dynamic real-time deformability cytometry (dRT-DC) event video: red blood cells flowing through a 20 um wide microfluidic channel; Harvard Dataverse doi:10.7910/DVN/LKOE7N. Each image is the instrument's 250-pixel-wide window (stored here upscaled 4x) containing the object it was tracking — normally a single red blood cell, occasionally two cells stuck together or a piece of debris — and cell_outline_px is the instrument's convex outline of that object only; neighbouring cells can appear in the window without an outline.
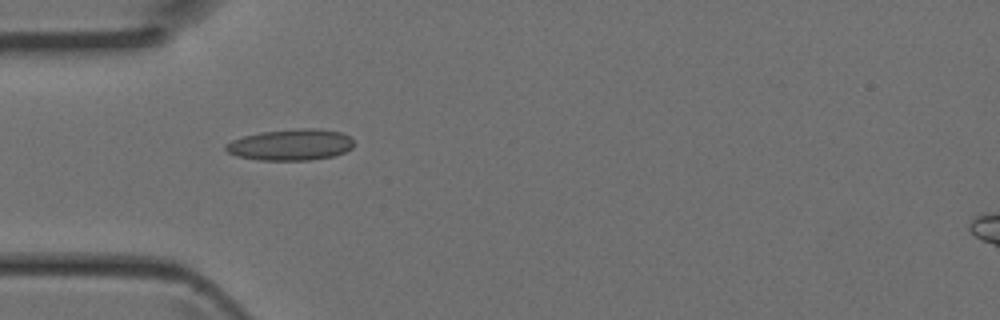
{"species": "Egyptian fruit bat (a non-hibernating species)", "species_latin": "Rousettus aegyptiacus", "temperature_condition": "room temperature", "stored_images_in_passage": 31, "camera_frame_rate_fps": 3000, "um_per_image_px": 0.085, "animal": {"sex": "female"}, "frame": {"image": 1, "passage_image": 1, "time_ms": 0.0, "image_size_px": [1000, 320], "cell_outline_px": [[352, 148], [344, 152], [332, 156], [308, 160], [260, 160], [236, 156], [228, 152], [224, 148], [224, 144], [232, 140], [244, 136], [260, 132], [300, 128], [316, 128], [340, 132], [348, 136], [352, 140]], "centroid_in_image_um": [24.67, 12.3], "position_along_channel_um": 60.3, "area_um2": 23.24}}
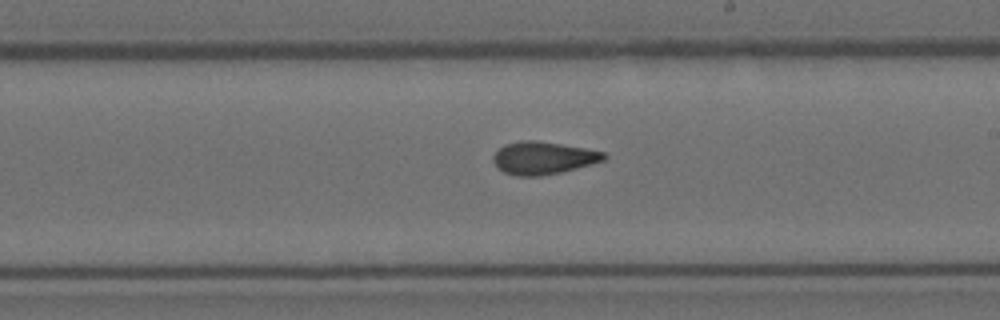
{"frame": {"image": 2, "passage_image": 13, "time_ms": 4.0, "image_size_px": [1000, 320], "cell_outline_px": [[608, 156], [604, 160], [592, 164], [560, 172], [540, 176], [516, 176], [504, 172], [496, 168], [492, 160], [492, 156], [504, 144], [524, 140], [536, 140], [584, 148], [604, 152]], "centroid_in_image_um": [46.14, 13.43], "position_along_channel_um": 242.9, "area_um2": 21.04}}
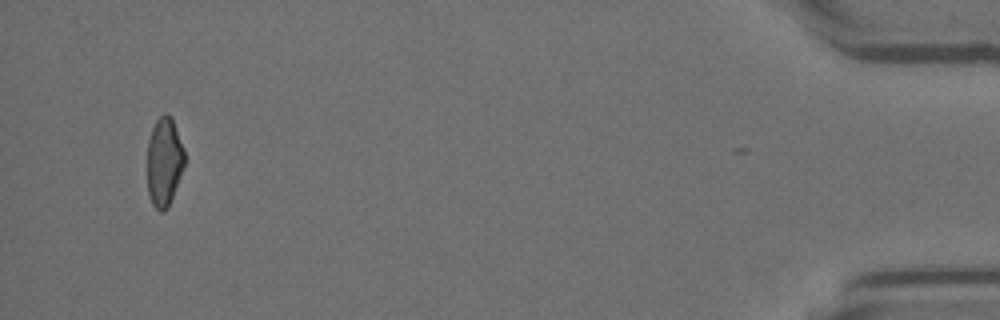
{"frame": {"image": 3, "passage_image": 30, "time_ms": 9.667, "image_size_px": [1000, 320], "cell_outline_px": [[184, 164], [172, 196], [164, 212], [160, 212], [152, 204], [148, 196], [148, 140], [152, 128], [156, 120], [164, 112], [168, 112], [172, 116], [184, 148]], "centroid_in_image_um": [13.95, 13.69], "position_along_channel_um": 421.3, "area_um2": 19.19}}